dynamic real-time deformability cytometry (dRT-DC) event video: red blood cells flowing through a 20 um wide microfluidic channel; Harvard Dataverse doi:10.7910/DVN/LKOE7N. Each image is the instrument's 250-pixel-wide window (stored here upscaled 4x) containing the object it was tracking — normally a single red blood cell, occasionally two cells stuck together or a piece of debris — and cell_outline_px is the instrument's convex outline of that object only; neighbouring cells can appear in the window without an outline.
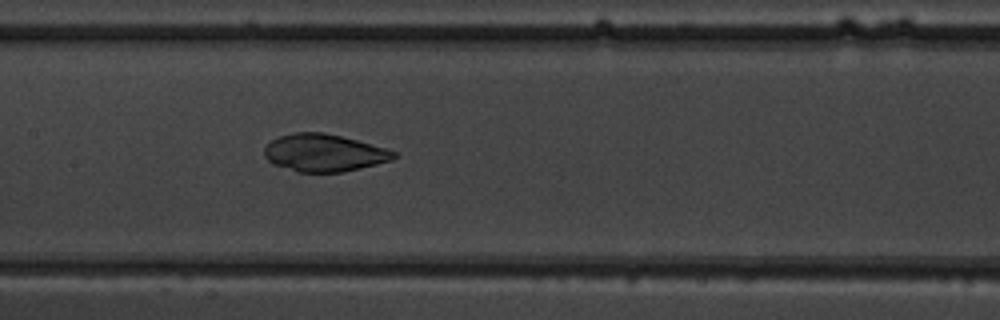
{"species": "common noctule bat (a hibernating species)", "species_latin": "Nyctalus noctula", "temperature_condition": "warm", "stored_images_in_passage": 50, "camera_frame_rate_fps": 3000, "um_per_image_px": 0.085, "animal": {"sex": "male", "body_mass_g": 19.5, "forearm_length_mm": 54.6}, "frame": {"image": 1, "passage_image": 25, "time_ms": 8.0, "image_size_px": [1000, 320], "cell_outline_px": [[396, 156], [392, 160], [360, 168], [340, 172], [300, 172], [272, 164], [264, 156], [264, 148], [272, 140], [280, 136], [292, 132], [324, 132], [388, 148], [396, 152]], "centroid_in_image_um": [27.54, 12.98], "position_along_channel_um": 179.9, "area_um2": 28.15}}
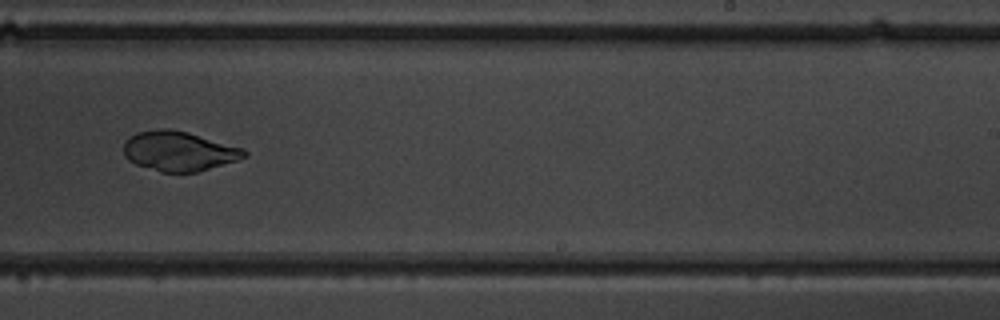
{"frame": {"image": 2, "passage_image": 32, "time_ms": 10.333, "image_size_px": [1000, 320], "cell_outline_px": [[248, 156], [236, 160], [196, 172], [160, 172], [136, 164], [128, 160], [124, 156], [124, 140], [136, 132], [160, 128], [168, 128], [188, 132], [244, 148], [248, 152]], "centroid_in_image_um": [15.19, 12.83], "position_along_channel_um": 273.8, "area_um2": 27.98}}
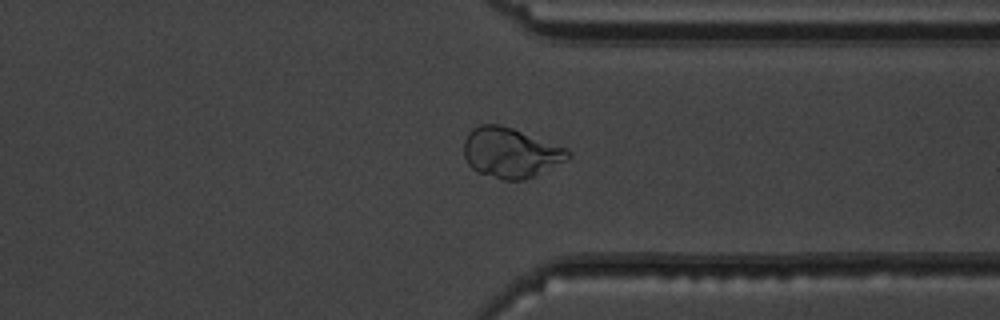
{"frame": {"image": 3, "passage_image": 39, "time_ms": 12.667, "image_size_px": [1000, 320], "cell_outline_px": [[572, 156], [568, 160], [536, 176], [524, 180], [500, 180], [476, 172], [468, 164], [464, 156], [464, 140], [468, 132], [472, 128], [480, 124], [500, 124], [512, 128], [568, 148], [572, 152]], "centroid_in_image_um": [43.42, 12.99], "position_along_channel_um": 368.0, "area_um2": 30.92}}